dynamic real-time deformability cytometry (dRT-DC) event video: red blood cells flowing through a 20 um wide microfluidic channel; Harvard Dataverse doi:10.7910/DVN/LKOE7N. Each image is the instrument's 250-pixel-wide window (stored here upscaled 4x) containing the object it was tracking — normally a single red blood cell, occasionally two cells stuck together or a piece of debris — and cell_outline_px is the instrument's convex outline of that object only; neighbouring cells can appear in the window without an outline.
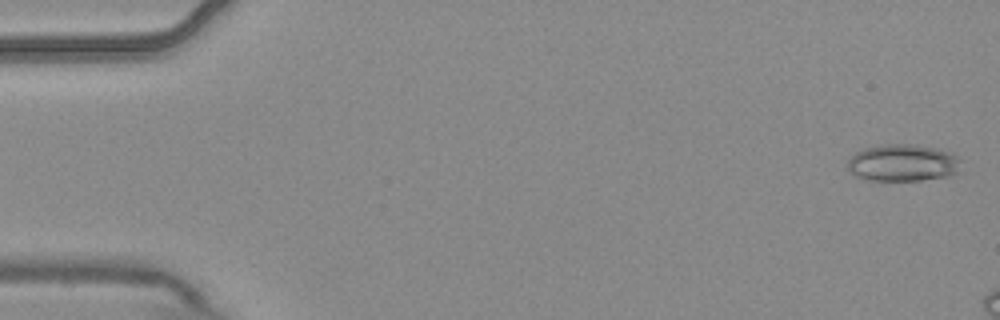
{"species": "common noctule bat (a hibernating species)", "species_latin": "Nyctalus noctula", "temperature_condition": "warm", "stored_images_in_passage": 3, "camera_frame_rate_fps": 3000, "um_per_image_px": 0.085, "animal": {"sex": "male", "body_mass_g": 20.4}, "frame": {"image": 1, "passage_image": 1, "time_ms": 0.0, "image_size_px": [1000, 320], "cell_outline_px": [[960, 172], [952, 176], [920, 180], [868, 180], [856, 176], [848, 168], [848, 160], [856, 152], [864, 148], [880, 144], [912, 144], [936, 148], [952, 152], [960, 160]], "centroid_in_image_um": [76.78, 13.84], "position_along_channel_um": 8.2, "area_um2": 24.68}}